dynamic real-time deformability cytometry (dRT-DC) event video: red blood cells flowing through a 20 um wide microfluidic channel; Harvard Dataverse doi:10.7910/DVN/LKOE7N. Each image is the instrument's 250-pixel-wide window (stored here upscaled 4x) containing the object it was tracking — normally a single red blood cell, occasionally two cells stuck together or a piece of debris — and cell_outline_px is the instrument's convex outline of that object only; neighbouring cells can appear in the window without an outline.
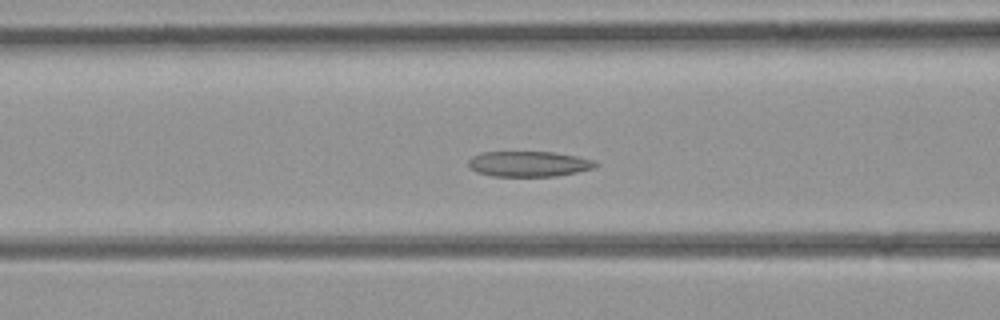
{"species": "common noctule bat (a hibernating species)", "species_latin": "Nyctalus noctula", "temperature_condition": "room temperature", "stored_images_in_passage": 32, "camera_frame_rate_fps": 3000, "um_per_image_px": 0.085, "animal": {"sex": "female", "body_mass_g": 21.9}, "frame": {"image": 1, "passage_image": 5, "time_ms": 1.333, "image_size_px": [1000, 320], "cell_outline_px": [[600, 164], [596, 168], [556, 176], [492, 176], [476, 172], [468, 168], [468, 160], [472, 156], [480, 152], [552, 152], [576, 156], [596, 160]], "centroid_in_image_um": [44.95, 13.93], "position_along_channel_um": 121.7, "area_um2": 19.07}}
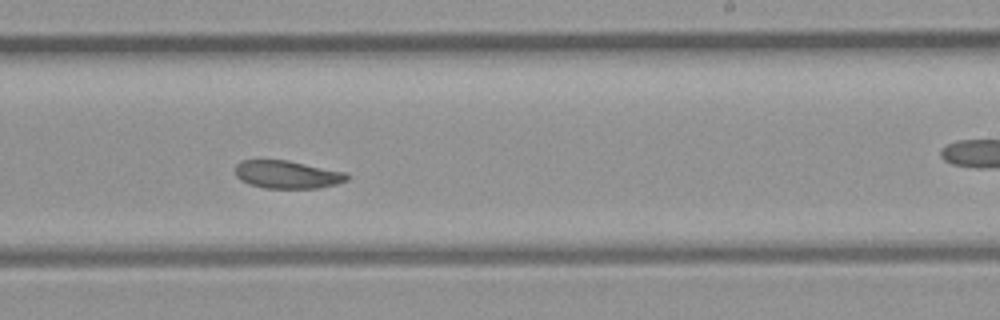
{"frame": {"image": 2, "passage_image": 14, "time_ms": 4.333, "image_size_px": [1000, 320], "cell_outline_px": [[348, 180], [336, 184], [320, 188], [264, 188], [248, 184], [240, 180], [236, 176], [236, 164], [240, 160], [288, 160], [348, 172]], "centroid_in_image_um": [24.43, 14.83], "position_along_channel_um": 264.6, "area_um2": 18.38}}
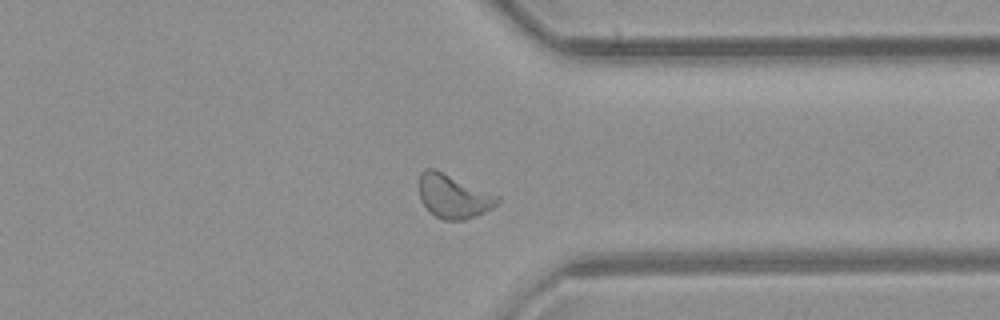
{"frame": {"image": 3, "passage_image": 21, "time_ms": 6.667, "image_size_px": [1000, 320], "cell_outline_px": [[500, 200], [492, 208], [476, 216], [464, 220], [444, 220], [436, 216], [420, 200], [416, 184], [420, 172], [428, 168], [436, 168], [500, 196]], "centroid_in_image_um": [38.5, 16.64], "position_along_channel_um": 372.9, "area_um2": 20.35}}